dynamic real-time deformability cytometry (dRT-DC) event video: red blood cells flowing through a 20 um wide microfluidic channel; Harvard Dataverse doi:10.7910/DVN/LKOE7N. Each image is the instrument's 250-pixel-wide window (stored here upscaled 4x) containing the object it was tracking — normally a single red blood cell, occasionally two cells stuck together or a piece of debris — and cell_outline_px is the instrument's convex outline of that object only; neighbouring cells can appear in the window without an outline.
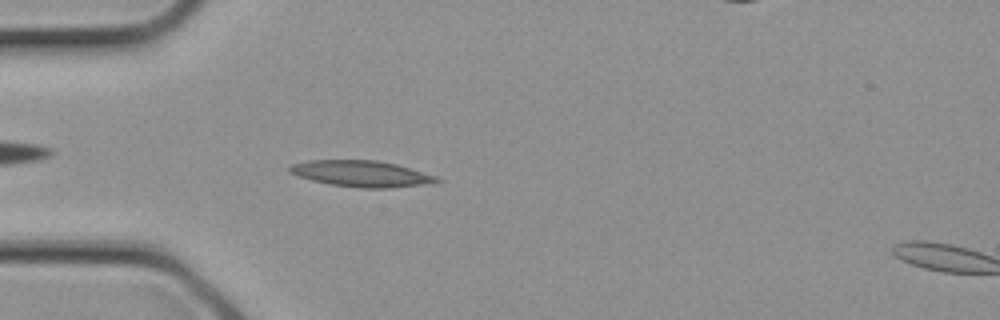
{"species": "common noctule bat (a hibernating species)", "species_latin": "Nyctalus noctula", "temperature_condition": "cold", "stored_images_in_passage": 8, "camera_frame_rate_fps": 3000, "um_per_image_px": 0.085, "animal": {"sex": "female", "body_mass_g": 21.9}, "frame": {"image": 1, "passage_image": 7, "time_ms": 2.0, "image_size_px": [1000, 320], "cell_outline_px": [[444, 180], [420, 184], [392, 188], [360, 188], [332, 184], [312, 180], [296, 176], [288, 172], [288, 168], [292, 164], [308, 160], [376, 160], [396, 164], [436, 176]], "centroid_in_image_um": [30.66, 14.76], "position_along_channel_um": 54.3, "area_um2": 22.25}}